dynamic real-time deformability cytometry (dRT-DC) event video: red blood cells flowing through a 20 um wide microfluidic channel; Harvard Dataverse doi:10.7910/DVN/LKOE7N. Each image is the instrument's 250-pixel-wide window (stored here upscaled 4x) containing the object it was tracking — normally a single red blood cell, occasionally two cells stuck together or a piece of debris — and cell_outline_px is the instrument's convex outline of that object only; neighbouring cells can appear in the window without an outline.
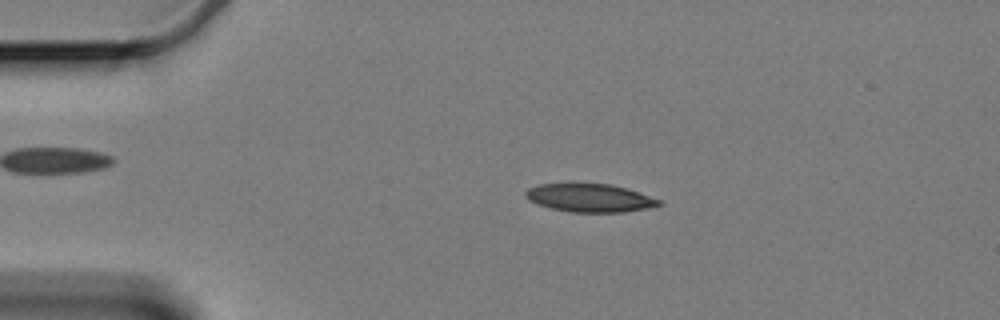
{"species": "Egyptian fruit bat (a non-hibernating species)", "species_latin": "Rousettus aegyptiacus", "temperature_condition": "cold", "stored_images_in_passage": 59, "camera_frame_rate_fps": 3000, "um_per_image_px": 0.085, "animal": {"sex": "female"}, "frame": {"image": 1, "passage_image": 12, "time_ms": 3.667, "image_size_px": [1000, 320], "cell_outline_px": [[664, 204], [648, 208], [624, 212], [572, 212], [552, 208], [536, 204], [528, 200], [524, 196], [524, 192], [528, 188], [540, 184], [612, 184], [628, 188], [660, 200]], "centroid_in_image_um": [50.13, 16.82], "position_along_channel_um": 34.9, "area_um2": 21.91}}
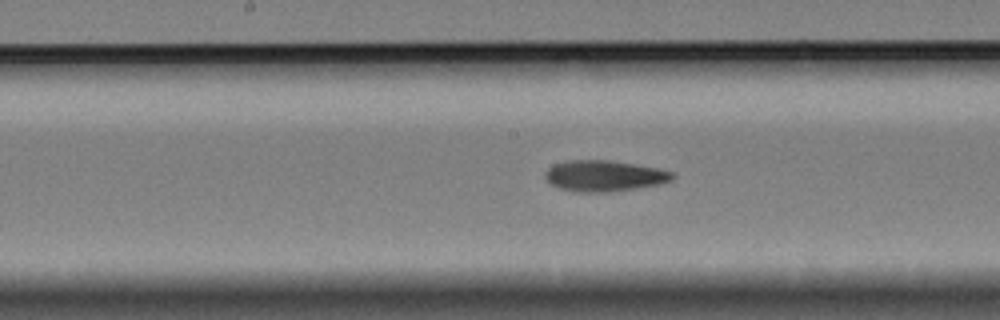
{"frame": {"image": 2, "passage_image": 30, "time_ms": 9.667, "image_size_px": [1000, 320], "cell_outline_px": [[676, 176], [672, 180], [660, 184], [636, 188], [608, 192], [576, 192], [560, 188], [552, 184], [544, 176], [544, 172], [552, 164], [568, 160], [608, 160], [656, 168], [672, 172]], "centroid_in_image_um": [51.33, 14.95], "position_along_channel_um": 196.9, "area_um2": 22.89}}
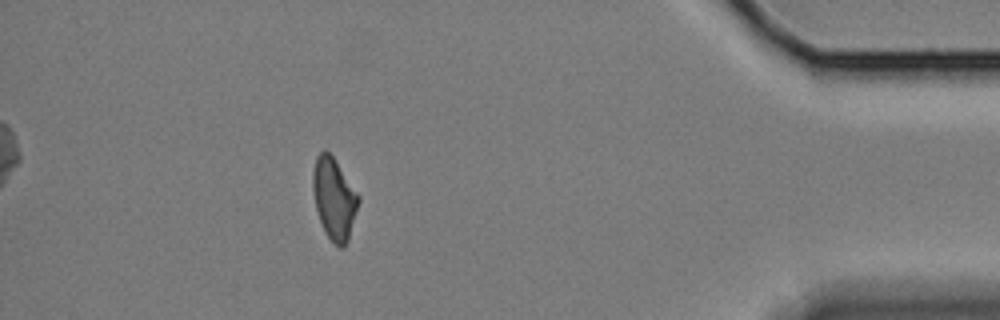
{"frame": {"image": 3, "passage_image": 53, "time_ms": 17.333, "image_size_px": [1000, 320], "cell_outline_px": [[360, 200], [348, 240], [344, 248], [340, 248], [328, 236], [320, 220], [316, 208], [312, 188], [312, 176], [316, 156], [324, 148], [332, 156], [360, 196]], "centroid_in_image_um": [28.4, 16.86], "position_along_channel_um": 406.8, "area_um2": 21.39}, "authors_computed_cell_mechanics": {"area_um2": 22.1952, "velocity_mm_per_s": 3.3481, "shape_relaxation_time_tau1_ms": 7.6232, "shape_relaxation_time_tau2_ms": 6.4941, "deformation_change_tau1": 0.1585, "deformation_change_tau2": 0.1309}}